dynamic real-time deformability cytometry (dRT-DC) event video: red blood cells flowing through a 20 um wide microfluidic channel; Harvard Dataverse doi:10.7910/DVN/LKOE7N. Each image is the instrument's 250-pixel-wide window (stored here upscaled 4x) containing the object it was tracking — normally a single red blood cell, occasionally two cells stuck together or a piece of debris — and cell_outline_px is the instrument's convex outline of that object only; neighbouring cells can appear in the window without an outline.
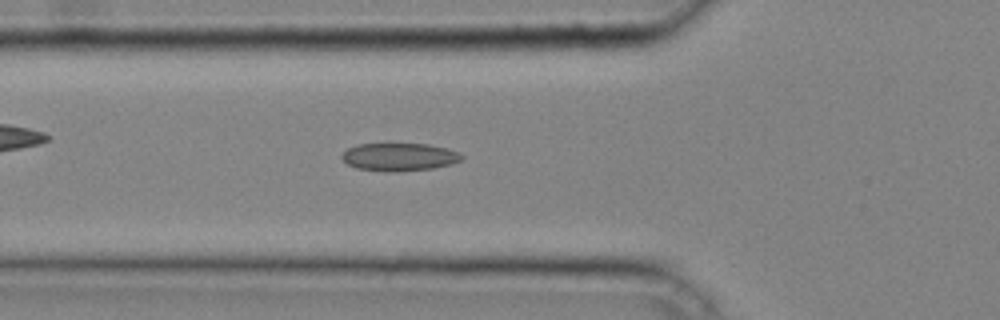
{"species": "common noctule bat (a hibernating species)", "species_latin": "Nyctalus noctula", "temperature_condition": "cold", "stored_images_in_passage": 37, "camera_frame_rate_fps": 3000, "um_per_image_px": 0.085, "animal": {"sex": "male", "body_mass_g": 20.4}, "frame": {"image": 1, "passage_image": 11, "time_ms": 3.333, "image_size_px": [1000, 320], "cell_outline_px": [[464, 156], [460, 160], [452, 164], [432, 168], [396, 172], [388, 172], [356, 168], [348, 164], [340, 156], [348, 148], [356, 144], [428, 144], [448, 148], [460, 152]], "centroid_in_image_um": [33.96, 13.34], "position_along_channel_um": 91.8, "area_um2": 19.54}}
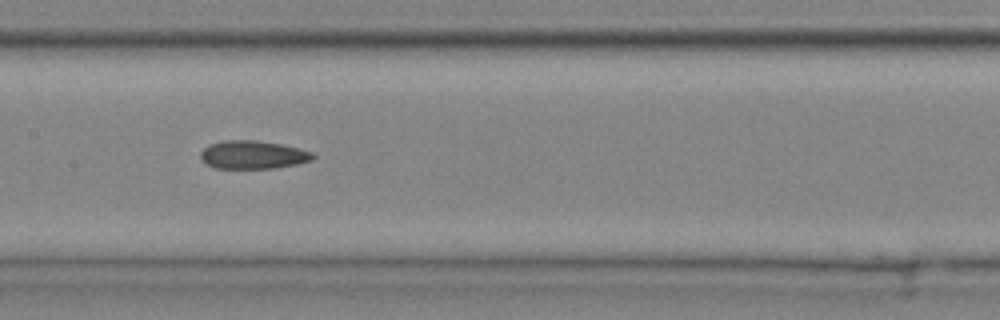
{"frame": {"image": 2, "passage_image": 17, "time_ms": 5.333, "image_size_px": [1000, 320], "cell_outline_px": [[316, 156], [312, 160], [296, 164], [272, 168], [216, 168], [208, 164], [200, 156], [200, 152], [208, 144], [224, 140], [256, 140], [280, 144], [300, 148], [312, 152]], "centroid_in_image_um": [21.51, 13.14], "position_along_channel_um": 185.9, "area_um2": 18.38}}
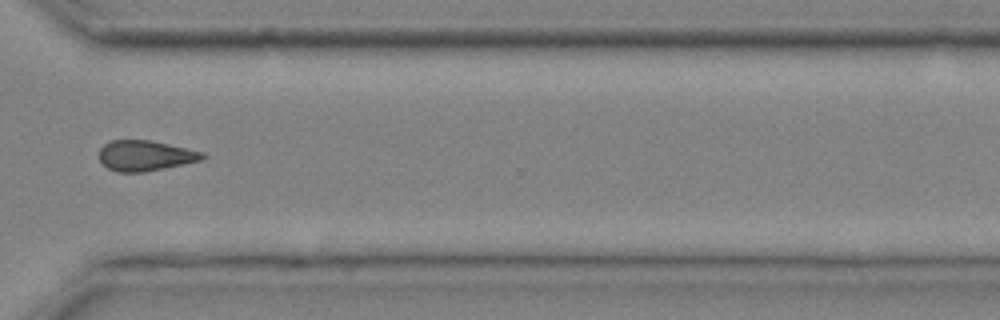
{"frame": {"image": 3, "passage_image": 28, "time_ms": 9.0, "image_size_px": [1000, 320], "cell_outline_px": [[208, 156], [200, 160], [184, 164], [144, 172], [116, 172], [108, 168], [100, 160], [100, 148], [104, 144], [112, 140], [152, 140], [204, 152]], "centroid_in_image_um": [12.37, 13.22], "position_along_channel_um": 358.2, "area_um2": 18.32}}